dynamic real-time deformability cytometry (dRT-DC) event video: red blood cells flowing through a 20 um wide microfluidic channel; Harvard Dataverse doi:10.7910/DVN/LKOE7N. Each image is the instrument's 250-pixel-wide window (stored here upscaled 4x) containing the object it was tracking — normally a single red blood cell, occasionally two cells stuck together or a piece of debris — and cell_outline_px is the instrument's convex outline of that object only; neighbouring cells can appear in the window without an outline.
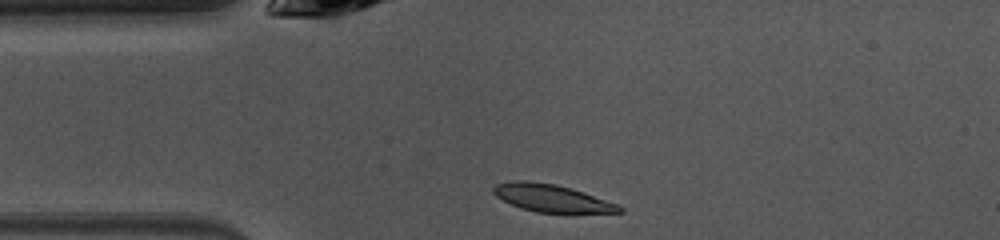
{"species": "common noctule bat (a hibernating species)", "species_latin": "Nyctalus noctula", "temperature_condition": "warm", "stored_images_in_passage": 39, "camera_frame_rate_fps": 3000, "um_per_image_px": 0.085, "animal": {"sex": "female", "body_mass_g": 10.0, "forearm_length_mm": 53.1}, "frame": {"image": 1, "passage_image": 1, "time_ms": 0.0, "image_size_px": [1000, 240], "cell_outline_px": [[624, 212], [536, 212], [520, 208], [496, 196], [492, 192], [492, 188], [496, 184], [512, 180], [524, 180], [556, 184], [572, 188], [620, 204], [624, 208]], "centroid_in_image_um": [46.91, 16.83], "position_along_channel_um": 38.1, "area_um2": 20.17}}
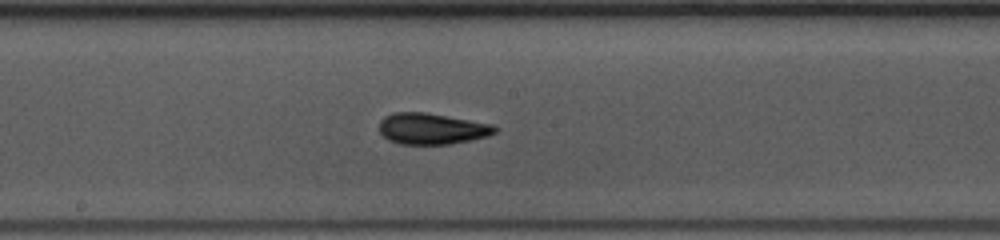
{"frame": {"image": 2, "passage_image": 15, "time_ms": 4.667, "image_size_px": [1000, 240], "cell_outline_px": [[496, 132], [488, 136], [448, 144], [400, 144], [388, 140], [380, 132], [380, 120], [384, 116], [396, 112], [424, 112], [492, 124], [496, 128]], "centroid_in_image_um": [36.67, 10.94], "position_along_channel_um": 211.5, "area_um2": 20.75}}
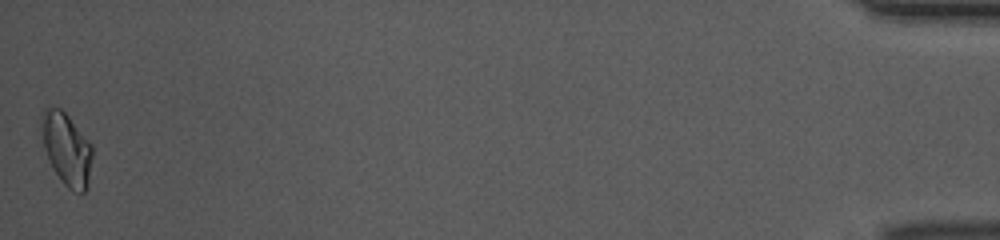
{"frame": {"image": 3, "passage_image": 39, "time_ms": 12.667, "image_size_px": [1000, 240], "cell_outline_px": [[92, 156], [88, 188], [84, 192], [72, 192], [60, 180], [44, 148], [40, 116], [44, 108], [48, 104], [60, 108], [68, 116], [92, 144]], "centroid_in_image_um": [5.67, 12.64], "position_along_channel_um": 429.5, "area_um2": 21.5}, "authors_computed_cell_mechanics": {"area_um2": 20.23, "velocity_mm_per_s": 4.0425, "shape_relaxation_time_tau1_ms": 2.6291, "shape_relaxation_time_tau2_ms": 1.8269, "deformation_change_tau1": 0.1383, "deformation_change_tau2": 0.0818}}